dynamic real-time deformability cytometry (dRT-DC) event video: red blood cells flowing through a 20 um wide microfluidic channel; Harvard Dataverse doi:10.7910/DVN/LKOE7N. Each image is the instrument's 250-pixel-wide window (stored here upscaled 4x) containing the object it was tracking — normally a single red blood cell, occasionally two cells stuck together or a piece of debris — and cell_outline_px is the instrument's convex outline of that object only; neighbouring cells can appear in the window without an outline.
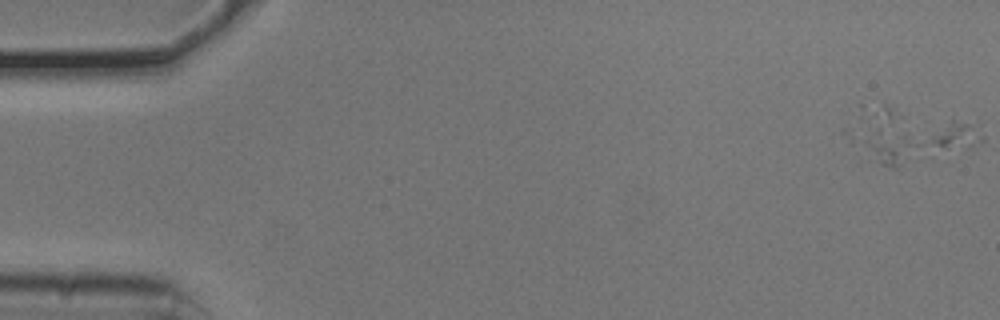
{"species": "common noctule bat (a hibernating species)", "species_latin": "Nyctalus noctula", "temperature_condition": "cold", "stored_images_in_passage": 4, "camera_frame_rate_fps": 3000, "um_per_image_px": 0.085, "animal": {"sex": "male", "body_mass_g": 20.5, "forearm_length_mm": 52.5}, "frame": {"image": 1, "passage_image": 1, "time_ms": 0.0, "image_size_px": [1000, 320], "cell_outline_px": [[916, 144], [900, 164], [896, 168], [892, 168], [868, 160], [848, 144], [840, 132], [844, 128], [880, 128], [904, 136], [912, 140]], "centroid_in_image_um": [74.73, 12.34], "position_along_channel_um": 10.3, "area_um2": 13.81}}